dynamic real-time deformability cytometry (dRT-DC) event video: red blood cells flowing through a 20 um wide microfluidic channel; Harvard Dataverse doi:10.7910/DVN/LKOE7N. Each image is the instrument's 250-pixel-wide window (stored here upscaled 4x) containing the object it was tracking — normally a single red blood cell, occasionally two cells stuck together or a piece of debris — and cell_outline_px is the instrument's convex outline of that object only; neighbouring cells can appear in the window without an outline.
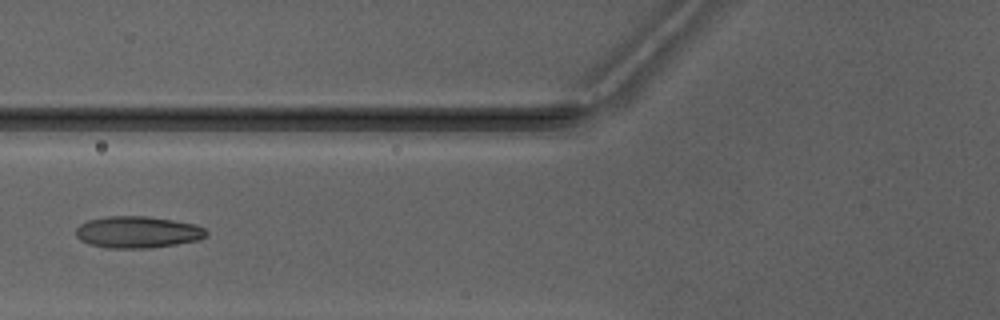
{"species": "Egyptian fruit bat (a non-hibernating species)", "species_latin": "Rousettus aegyptiacus", "temperature_condition": "warm", "stored_images_in_passage": 7, "camera_frame_rate_fps": 3000, "um_per_image_px": 0.085, "animal": {"sex": "male"}, "frame": {"image": 1, "passage_image": 6, "time_ms": 6.0, "image_size_px": [1000, 320], "cell_outline_px": [[208, 236], [196, 240], [176, 244], [148, 248], [108, 248], [88, 244], [80, 240], [76, 236], [76, 228], [80, 224], [88, 220], [104, 216], [148, 216], [196, 224], [204, 228], [208, 232]], "centroid_in_image_um": [11.68, 19.72], "position_along_channel_um": 114.1, "area_um2": 24.22}}
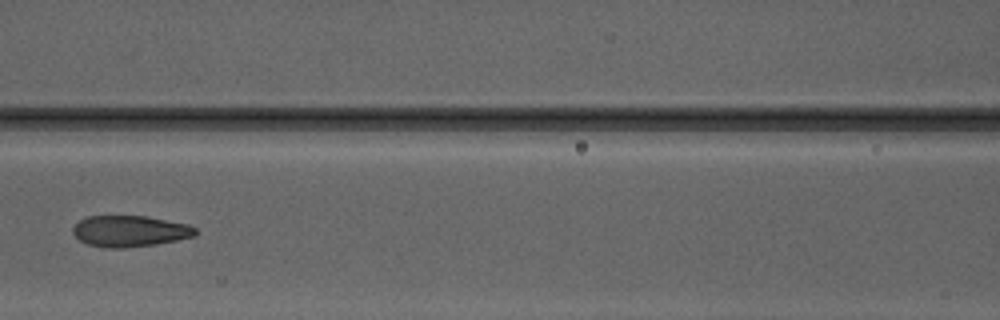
{"frame": {"image": 2, "passage_image": 7, "time_ms": 7.0, "image_size_px": [1000, 320], "cell_outline_px": [[196, 236], [156, 244], [124, 248], [104, 248], [88, 244], [80, 240], [72, 232], [72, 228], [80, 220], [88, 216], [148, 216], [188, 224], [196, 228]], "centroid_in_image_um": [11.05, 19.65], "position_along_channel_um": 155.6, "area_um2": 22.31}}